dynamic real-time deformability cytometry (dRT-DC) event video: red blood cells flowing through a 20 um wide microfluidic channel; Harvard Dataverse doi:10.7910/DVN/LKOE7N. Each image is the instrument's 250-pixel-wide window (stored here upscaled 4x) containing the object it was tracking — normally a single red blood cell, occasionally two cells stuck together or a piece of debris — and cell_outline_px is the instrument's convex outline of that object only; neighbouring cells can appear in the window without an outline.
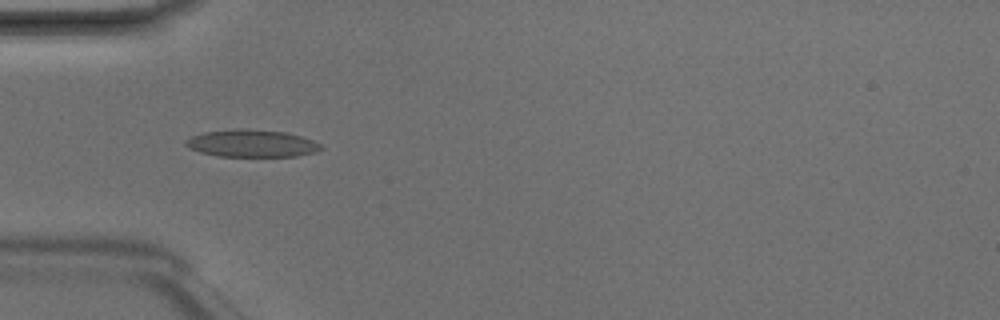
{"species": "Egyptian fruit bat (a non-hibernating species)", "species_latin": "Rousettus aegyptiacus", "temperature_condition": "room temperature", "stored_images_in_passage": 6, "camera_frame_rate_fps": 3000, "um_per_image_px": 0.085, "animal": {"sex": "male"}, "frame": {"image": 1, "passage_image": 4, "time_ms": 1.0, "image_size_px": [1000, 320], "cell_outline_px": [[324, 148], [316, 152], [296, 156], [220, 156], [200, 152], [188, 148], [184, 144], [184, 140], [192, 136], [204, 132], [236, 128], [284, 132], [300, 136], [312, 140], [320, 144]], "centroid_in_image_um": [21.37, 12.19], "position_along_channel_um": 63.6, "area_um2": 21.44}}